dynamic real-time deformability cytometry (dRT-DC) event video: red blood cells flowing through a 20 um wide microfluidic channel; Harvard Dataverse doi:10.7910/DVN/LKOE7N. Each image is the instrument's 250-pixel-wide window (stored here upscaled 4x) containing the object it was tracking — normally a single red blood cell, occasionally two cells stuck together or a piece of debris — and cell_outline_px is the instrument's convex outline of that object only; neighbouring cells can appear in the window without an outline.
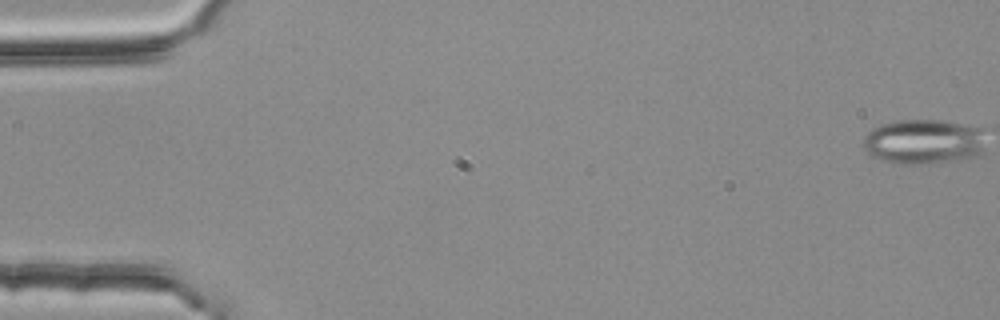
{"species": "common noctule bat (a hibernating species)", "species_latin": "Nyctalus noctula", "temperature_condition": "room temperature", "stored_images_in_passage": 1, "camera_frame_rate_fps": 3000, "um_per_image_px": 0.085, "animal": {"sex": "female", "body_mass_g": 25.1}, "frame": {"image": 1, "passage_image": 1, "time_ms": 0.0, "image_size_px": [1000, 320], "cell_outline_px": [[984, 152], [976, 156], [936, 164], [896, 164], [880, 160], [872, 156], [864, 148], [864, 136], [872, 128], [880, 124], [896, 120], [940, 120], [984, 128]], "centroid_in_image_um": [78.53, 12.05], "position_along_channel_um": 6.5, "area_um2": 32.6}}